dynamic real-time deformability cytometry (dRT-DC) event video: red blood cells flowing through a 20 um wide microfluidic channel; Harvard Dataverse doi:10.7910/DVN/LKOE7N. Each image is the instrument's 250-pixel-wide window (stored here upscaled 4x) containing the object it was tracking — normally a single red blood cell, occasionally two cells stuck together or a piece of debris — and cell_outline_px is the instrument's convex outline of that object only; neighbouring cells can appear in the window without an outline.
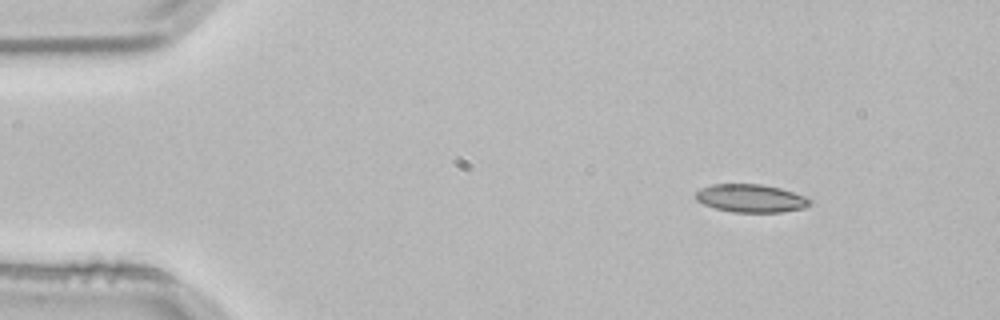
{"species": "common noctule bat (a hibernating species)", "species_latin": "Nyctalus noctula", "temperature_condition": "room temperature", "stored_images_in_passage": 4, "segment_of_instrument_passage": [2, 2], "camera_frame_rate_fps": 3000, "um_per_image_px": 0.085, "animal": {"sex": "male", "body_mass_g": 21.5, "forearm_length_mm": 52.0}, "frame": {"image": 1, "passage_image": 4, "time_ms": 1.0, "image_size_px": [1000, 320], "cell_outline_px": [[812, 204], [804, 208], [784, 212], [732, 212], [716, 208], [704, 204], [696, 200], [696, 192], [700, 188], [712, 184], [760, 184], [780, 188], [804, 196], [812, 200]], "centroid_in_image_um": [63.84, 16.86], "position_along_channel_um": 21.2, "area_um2": 18.67}}